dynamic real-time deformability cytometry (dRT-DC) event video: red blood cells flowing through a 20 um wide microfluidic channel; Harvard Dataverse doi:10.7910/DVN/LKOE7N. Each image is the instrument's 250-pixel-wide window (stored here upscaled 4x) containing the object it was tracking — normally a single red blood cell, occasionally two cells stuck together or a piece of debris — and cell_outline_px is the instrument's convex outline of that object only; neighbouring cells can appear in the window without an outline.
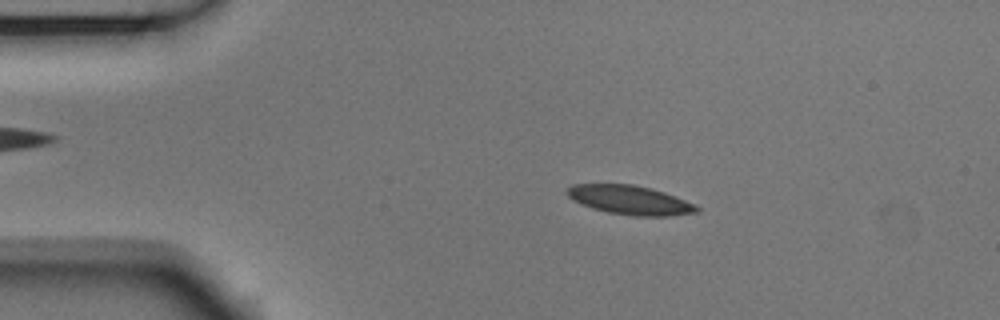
{"species": "Egyptian fruit bat (a non-hibernating species)", "species_latin": "Rousettus aegyptiacus", "temperature_condition": "room temperature", "stored_images_in_passage": 53, "camera_frame_rate_fps": 3000, "um_per_image_px": 0.085, "animal": {"sex": "male"}, "frame": {"image": 1, "passage_image": 9, "time_ms": 2.667, "image_size_px": [1000, 320], "cell_outline_px": [[700, 212], [668, 216], [636, 216], [608, 212], [592, 208], [580, 204], [572, 200], [564, 192], [572, 184], [632, 184], [652, 188], [676, 196], [696, 204], [700, 208]], "centroid_in_image_um": [53.56, 17.0], "position_along_channel_um": 31.4, "area_um2": 22.2}}
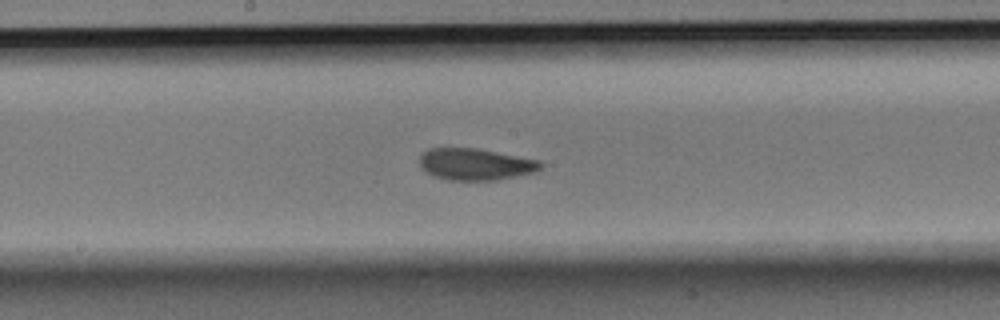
{"frame": {"image": 2, "passage_image": 27, "time_ms": 8.667, "image_size_px": [1000, 320], "cell_outline_px": [[544, 164], [536, 172], [496, 180], [448, 180], [432, 176], [420, 168], [420, 156], [428, 148], [476, 148], [540, 160]], "centroid_in_image_um": [40.4, 13.96], "position_along_channel_um": 207.8, "area_um2": 22.48}}
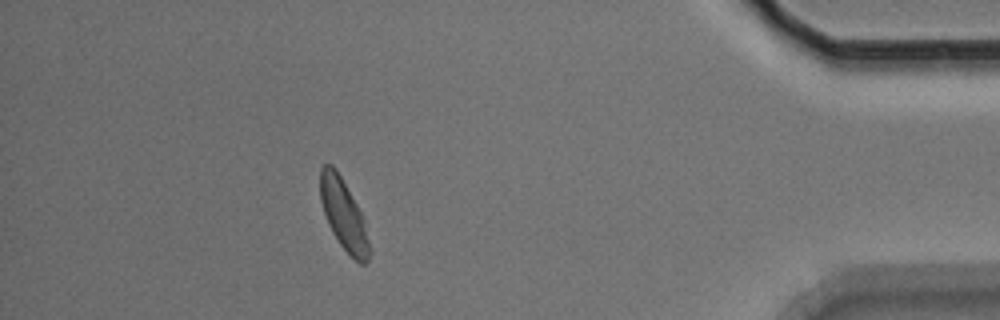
{"frame": {"image": 3, "passage_image": 47, "time_ms": 15.333, "image_size_px": [1000, 320], "cell_outline_px": [[372, 252], [368, 260], [364, 264], [360, 264], [340, 244], [332, 232], [328, 224], [320, 200], [320, 168], [324, 164], [332, 164], [336, 168], [356, 204], [360, 212], [372, 248]], "centroid_in_image_um": [29.21, 18.25], "position_along_channel_um": 406.0, "area_um2": 20.0}, "authors_computed_cell_mechanics": {"area_um2": 21.7328, "velocity_mm_per_s": 3.703, "shape_relaxation_time_tau1_ms": 3.7111, "shape_relaxation_time_tau2_ms": 2.2723, "deformation_change_tau1": 0.1092, "deformation_change_tau2": 0.066}}